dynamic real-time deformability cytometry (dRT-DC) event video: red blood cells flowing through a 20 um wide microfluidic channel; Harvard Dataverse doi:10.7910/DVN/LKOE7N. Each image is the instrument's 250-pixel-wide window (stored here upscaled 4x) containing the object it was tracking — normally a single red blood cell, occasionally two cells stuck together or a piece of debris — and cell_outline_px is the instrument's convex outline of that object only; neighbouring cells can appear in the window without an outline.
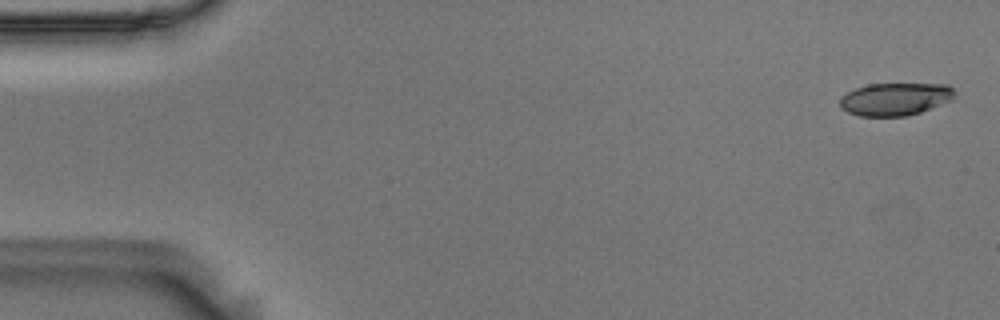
{"species": "Egyptian fruit bat (a non-hibernating species)", "species_latin": "Rousettus aegyptiacus", "temperature_condition": "room temperature", "stored_images_in_passage": 56, "camera_frame_rate_fps": 3000, "um_per_image_px": 0.085, "animal": {"sex": "male"}, "frame": {"image": 1, "passage_image": 2, "time_ms": 0.333, "image_size_px": [1000, 320], "cell_outline_px": [[956, 92], [952, 100], [920, 112], [908, 116], [860, 116], [848, 112], [840, 108], [840, 96], [856, 88], [868, 84], [948, 84]], "centroid_in_image_um": [76.09, 8.42], "position_along_channel_um": 8.9, "area_um2": 21.91}}
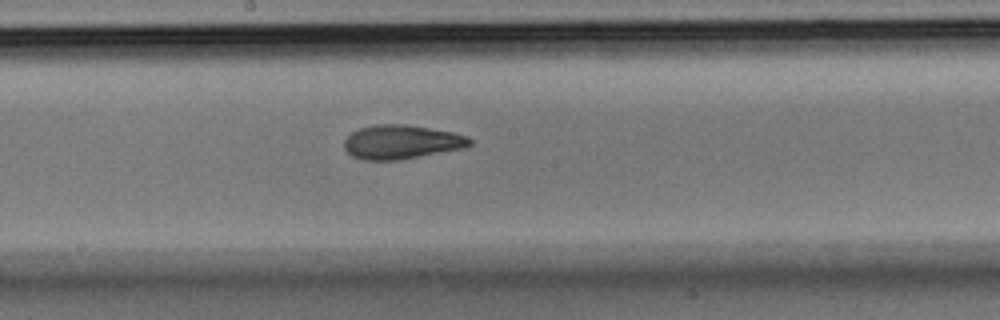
{"frame": {"image": 2, "passage_image": 30, "time_ms": 9.667, "image_size_px": [1000, 320], "cell_outline_px": [[472, 144], [464, 148], [400, 160], [364, 160], [352, 156], [344, 148], [344, 140], [352, 132], [360, 128], [376, 124], [404, 124], [452, 132], [464, 136], [472, 140]], "centroid_in_image_um": [34.1, 12.08], "position_along_channel_um": 214.1, "area_um2": 24.74}}
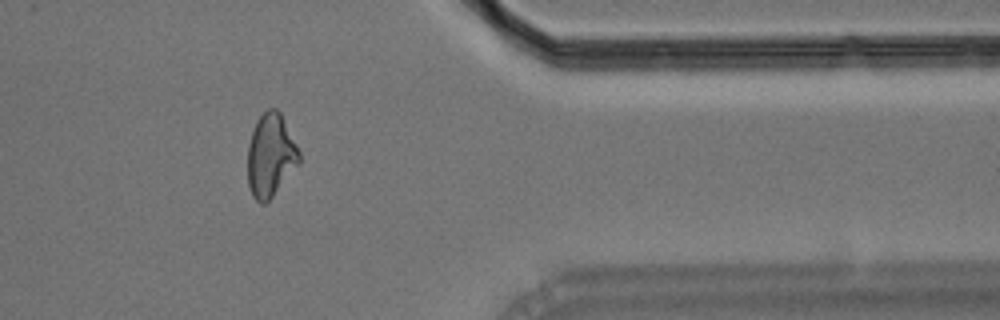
{"frame": {"image": 3, "passage_image": 46, "time_ms": 15.0, "image_size_px": [1000, 320], "cell_outline_px": [[300, 160], [272, 196], [264, 204], [260, 204], [252, 196], [248, 184], [248, 144], [256, 120], [268, 108], [276, 108], [280, 112], [300, 152]], "centroid_in_image_um": [22.97, 13.19], "position_along_channel_um": 388.4, "area_um2": 24.51}, "authors_computed_cell_mechanics": {"area_um2": 24.3916, "velocity_mm_per_s": 3.6062, "shape_relaxation_time_tau1_ms": 5.4669, "shape_relaxation_time_tau2_ms": 2.7231, "deformation_change_tau1": 0.1766, "deformation_change_tau2": 0.1036}}